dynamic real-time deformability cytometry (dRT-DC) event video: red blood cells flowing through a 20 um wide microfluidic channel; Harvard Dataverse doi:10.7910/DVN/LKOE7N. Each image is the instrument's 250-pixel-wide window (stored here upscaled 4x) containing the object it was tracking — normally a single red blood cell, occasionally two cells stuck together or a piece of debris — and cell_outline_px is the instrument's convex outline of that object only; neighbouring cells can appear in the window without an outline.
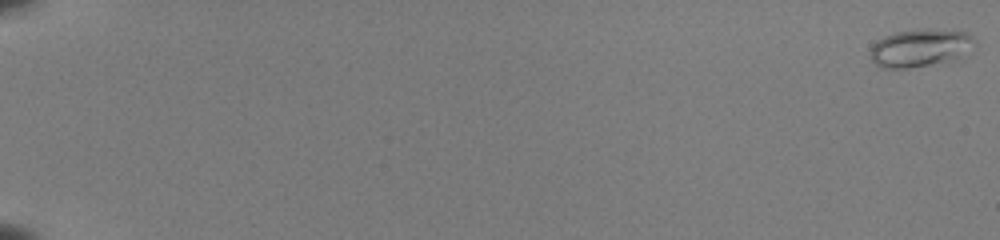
{"species": "common noctule bat (a hibernating species)", "species_latin": "Nyctalus noctula", "temperature_condition": "room temperature", "stored_images_in_passage": 54, "camera_frame_rate_fps": 3000, "um_per_image_px": 0.085, "animal": {"sex": "female", "body_mass_g": 22.0, "forearm_length_mm": 56.7}, "frame": {"image": 1, "passage_image": 1, "time_ms": 0.0, "image_size_px": [1000, 240], "cell_outline_px": [[976, 44], [960, 56], [952, 60], [908, 68], [884, 68], [876, 64], [872, 60], [868, 52], [872, 44], [876, 40], [884, 36], [896, 32], [916, 28], [928, 28], [968, 32], [976, 40]], "centroid_in_image_um": [78.18, 4.04], "position_along_channel_um": 6.8, "area_um2": 23.24}}
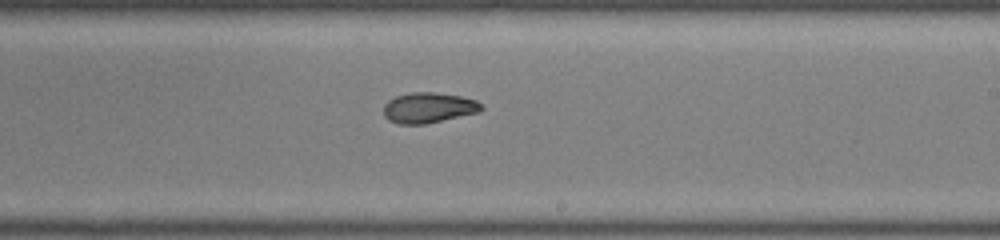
{"frame": {"image": 2, "passage_image": 36, "time_ms": 11.667, "image_size_px": [1000, 240], "cell_outline_px": [[484, 108], [480, 112], [424, 124], [400, 124], [388, 120], [384, 116], [384, 104], [388, 100], [396, 96], [412, 92], [436, 92], [460, 96], [476, 100]], "centroid_in_image_um": [36.42, 9.15], "position_along_channel_um": 252.6, "area_um2": 17.34}}
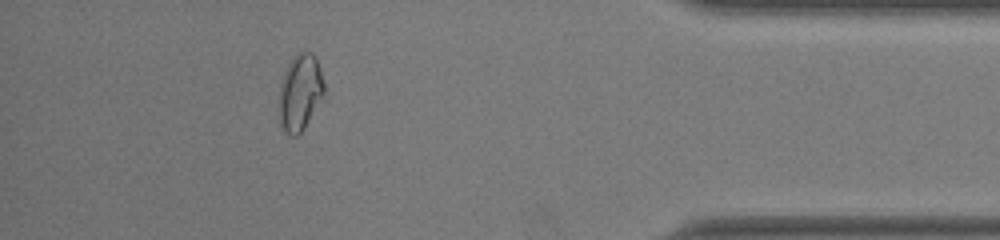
{"frame": {"image": 3, "passage_image": 50, "time_ms": 16.333, "image_size_px": [1000, 240], "cell_outline_px": [[324, 100], [304, 128], [296, 136], [292, 136], [280, 124], [280, 84], [284, 72], [292, 56], [300, 52], [312, 52], [316, 56], [320, 68], [324, 84]], "centroid_in_image_um": [25.55, 7.83], "position_along_channel_um": 409.7, "area_um2": 20.17}, "authors_computed_cell_mechanics": {"area_um2": 18.5538, "velocity_mm_per_s": 4.0051, "shape_relaxation_time_tau1_ms": null, "shape_relaxation_time_tau2_ms": 2.146, "deformation_change_tau1": null, "deformation_change_tau2": 0.0738}}